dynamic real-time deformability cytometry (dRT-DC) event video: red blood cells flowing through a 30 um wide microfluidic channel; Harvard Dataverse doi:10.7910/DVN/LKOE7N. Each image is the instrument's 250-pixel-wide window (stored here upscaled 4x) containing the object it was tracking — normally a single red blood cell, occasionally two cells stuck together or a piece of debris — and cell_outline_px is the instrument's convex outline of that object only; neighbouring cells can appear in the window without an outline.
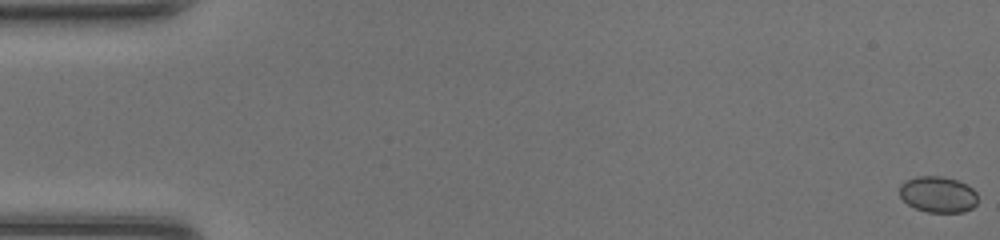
{"species": "common noctule bat (a hibernating species)", "species_latin": "Nyctalus noctula", "temperature_condition": "room temperature", "stored_images_in_passage": 49, "camera_frame_rate_fps": 3000, "um_per_image_px": 0.085, "animal": {"sex": "female", "body_mass_g": 20.0, "forearm_length_mm": 54.0}, "frame": {"image": 1, "passage_image": 1, "time_ms": 0.0, "image_size_px": [1000, 240], "cell_outline_px": [[976, 204], [972, 208], [964, 212], [928, 212], [916, 208], [908, 204], [900, 196], [900, 184], [904, 180], [916, 176], [944, 176], [968, 184], [976, 192]], "centroid_in_image_um": [79.72, 16.51], "position_along_channel_um": 5.3, "area_um2": 16.53}}
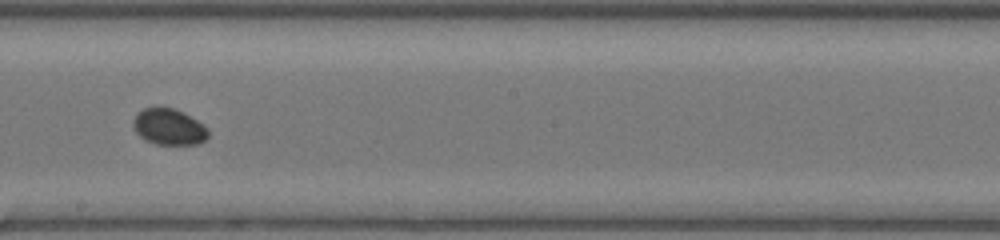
{"frame": {"image": 2, "passage_image": 28, "time_ms": 9.0, "image_size_px": [1000, 240], "cell_outline_px": [[208, 136], [200, 144], [156, 144], [144, 140], [136, 132], [132, 124], [132, 120], [136, 112], [144, 108], [156, 104], [160, 104], [184, 112], [208, 128]], "centroid_in_image_um": [14.3, 10.73], "position_along_channel_um": 233.9, "area_um2": 16.3}}
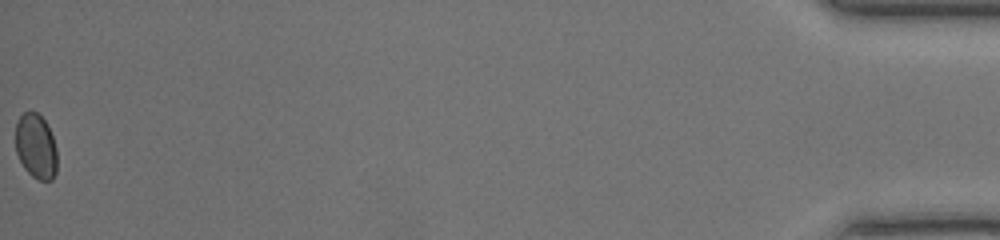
{"frame": {"image": 3, "passage_image": 49, "time_ms": 16.0, "image_size_px": [1000, 240], "cell_outline_px": [[56, 172], [52, 180], [40, 180], [32, 176], [24, 168], [16, 152], [16, 124], [20, 116], [24, 112], [36, 112], [44, 120], [52, 136], [56, 148]], "centroid_in_image_um": [3.05, 12.45], "position_along_channel_um": 432.2, "area_um2": 15.49}, "authors_computed_cell_mechanics": {"area_um2": 16.0684, "velocity_mm_per_s": 4.3357, "shape_relaxation_time_tau1_ms": null, "shape_relaxation_time_tau2_ms": 5.8839, "deformation_change_tau1": null, "deformation_change_tau2": 0.038}}